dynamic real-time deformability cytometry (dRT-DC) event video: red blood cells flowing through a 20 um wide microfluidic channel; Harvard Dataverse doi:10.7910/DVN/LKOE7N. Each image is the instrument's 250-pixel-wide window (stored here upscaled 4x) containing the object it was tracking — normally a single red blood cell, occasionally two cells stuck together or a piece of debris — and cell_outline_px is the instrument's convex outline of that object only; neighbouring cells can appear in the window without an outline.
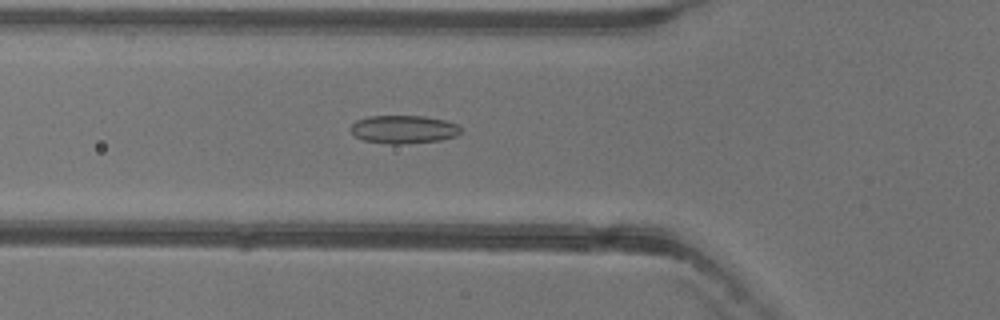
{"species": "common noctule bat (a hibernating species)", "species_latin": "Nyctalus noctula", "temperature_condition": "warm", "stored_images_in_passage": 51, "camera_frame_rate_fps": 3000, "um_per_image_px": 0.085, "animal": {"sex": "female"}, "frame": {"image": 1, "passage_image": 17, "time_ms": 5.333, "image_size_px": [1000, 320], "cell_outline_px": [[464, 128], [456, 136], [440, 140], [404, 144], [388, 144], [364, 140], [356, 136], [348, 128], [356, 120], [368, 116], [424, 116], [444, 120], [460, 124]], "centroid_in_image_um": [34.33, 10.99], "position_along_channel_um": 91.5, "area_um2": 18.26}}
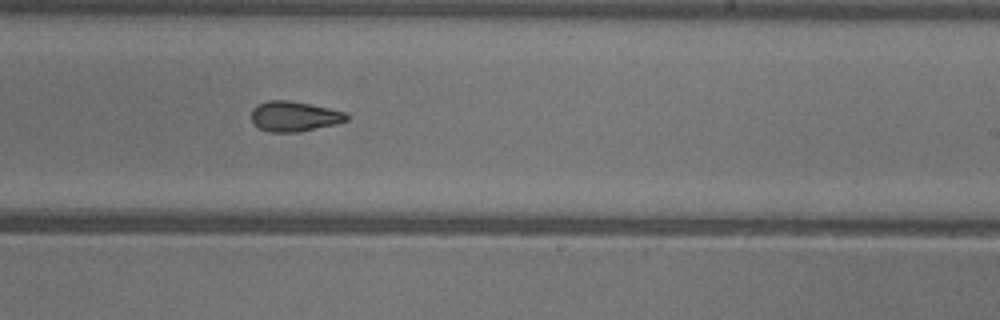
{"frame": {"image": 2, "passage_image": 30, "time_ms": 9.667, "image_size_px": [1000, 320], "cell_outline_px": [[348, 120], [336, 124], [296, 132], [268, 132], [260, 128], [252, 120], [252, 108], [256, 104], [268, 100], [288, 100], [328, 108], [344, 112], [348, 116]], "centroid_in_image_um": [24.98, 9.88], "position_along_channel_um": 264.0, "area_um2": 16.53}}
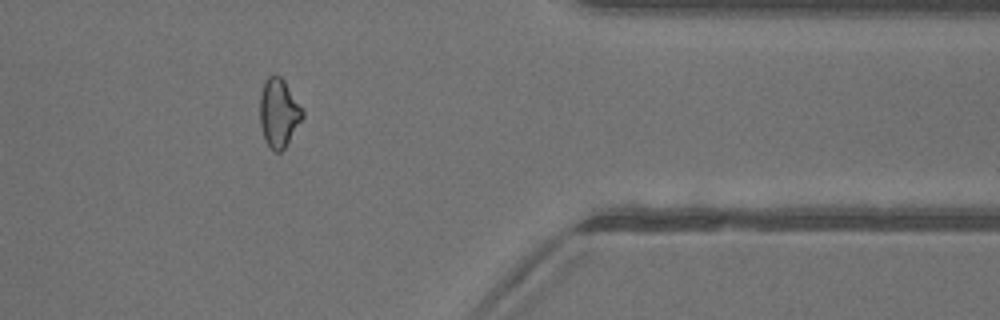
{"frame": {"image": 3, "passage_image": 41, "time_ms": 13.333, "image_size_px": [1000, 320], "cell_outline_px": [[304, 116], [284, 148], [280, 152], [276, 152], [264, 140], [260, 124], [260, 92], [264, 80], [272, 72], [276, 72], [284, 80], [304, 112]], "centroid_in_image_um": [23.67, 9.53], "position_along_channel_um": 387.7, "area_um2": 17.05}, "authors_computed_cell_mechanics": {"area_um2": 17.5712, "velocity_mm_per_s": 3.9725, "shape_relaxation_time_tau1_ms": null, "shape_relaxation_time_tau2_ms": 1.9612, "deformation_change_tau1": null, "deformation_change_tau2": 0.0819}}